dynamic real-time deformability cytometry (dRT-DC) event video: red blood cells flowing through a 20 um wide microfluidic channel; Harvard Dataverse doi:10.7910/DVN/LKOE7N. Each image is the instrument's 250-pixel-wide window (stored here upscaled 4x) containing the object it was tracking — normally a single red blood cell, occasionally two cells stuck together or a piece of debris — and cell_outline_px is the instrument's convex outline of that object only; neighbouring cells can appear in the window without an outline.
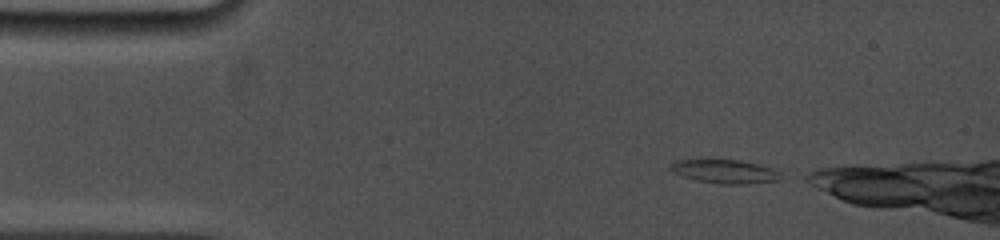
{"species": "common noctule bat (a hibernating species)", "species_latin": "Nyctalus noctula", "temperature_condition": "cold", "stored_images_in_passage": 10, "segment_of_instrument_passage": [1, 2], "camera_frame_rate_fps": 5000, "um_per_image_px": 0.085, "animal": {"sex": "female", "body_mass_g": 19.0, "forearm_length_mm": 53.3}, "frame": {"image": 1, "passage_image": 1, "time_ms": 0.0, "image_size_px": [1000, 240], "cell_outline_px": [[784, 180], [748, 184], [720, 184], [696, 180], [680, 176], [672, 172], [668, 168], [668, 164], [676, 160], [740, 160], [772, 168], [780, 172]], "centroid_in_image_um": [61.61, 14.59], "position_along_channel_um": 23.4, "area_um2": 15.49}}
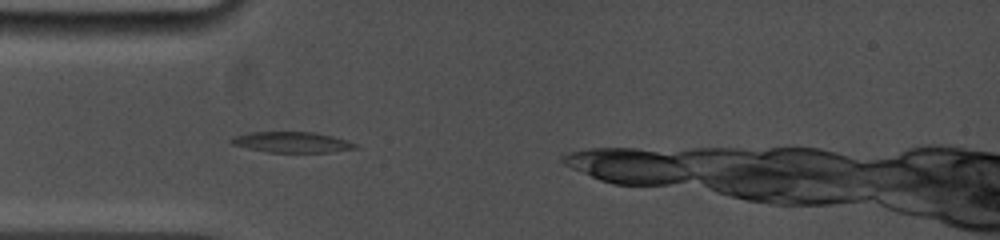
{"frame": {"image": 2, "passage_image": 6, "time_ms": 2.6, "image_size_px": [1000, 240], "cell_outline_px": [[360, 148], [328, 152], [268, 152], [248, 148], [232, 144], [228, 140], [232, 136], [252, 132], [312, 132], [332, 136], [348, 140], [360, 144]], "centroid_in_image_um": [24.85, 12.08], "position_along_channel_um": 60.1, "area_um2": 15.03}}
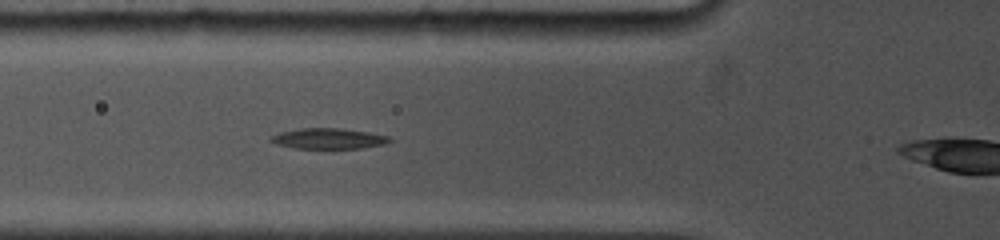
{"frame": {"image": 3, "passage_image": 9, "time_ms": 3.6, "image_size_px": [1000, 240], "cell_outline_px": [[392, 140], [384, 144], [360, 148], [296, 148], [276, 144], [268, 140], [272, 136], [280, 132], [300, 128], [340, 128], [368, 132], [388, 136]], "centroid_in_image_um": [27.9, 11.77], "position_along_channel_um": 97.9, "area_um2": 14.1}}